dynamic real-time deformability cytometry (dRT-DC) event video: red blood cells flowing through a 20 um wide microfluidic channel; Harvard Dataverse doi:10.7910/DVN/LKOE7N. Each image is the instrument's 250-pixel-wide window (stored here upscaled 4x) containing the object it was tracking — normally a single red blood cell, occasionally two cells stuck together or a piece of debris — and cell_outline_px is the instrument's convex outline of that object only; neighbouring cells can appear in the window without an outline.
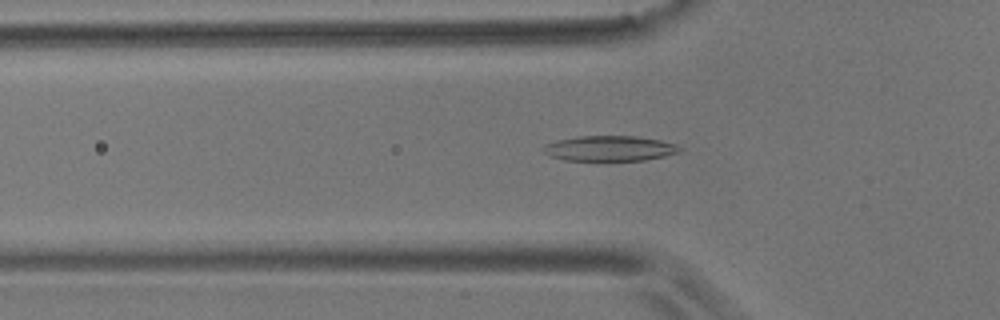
{"species": "common noctule bat (a hibernating species)", "species_latin": "Nyctalus noctula", "temperature_condition": "room temperature", "stored_images_in_passage": 56, "camera_frame_rate_fps": 3000, "um_per_image_px": 0.085, "animal": {"sex": "male", "body_mass_g": 17.9}, "frame": {"image": 1, "passage_image": 18, "time_ms": 5.667, "image_size_px": [1000, 320], "cell_outline_px": [[684, 148], [680, 152], [664, 156], [644, 160], [564, 160], [548, 156], [540, 148], [548, 144], [560, 140], [580, 136], [636, 136], [660, 140], [676, 144]], "centroid_in_image_um": [51.85, 12.62], "position_along_channel_um": 73.9, "area_um2": 20.0}}
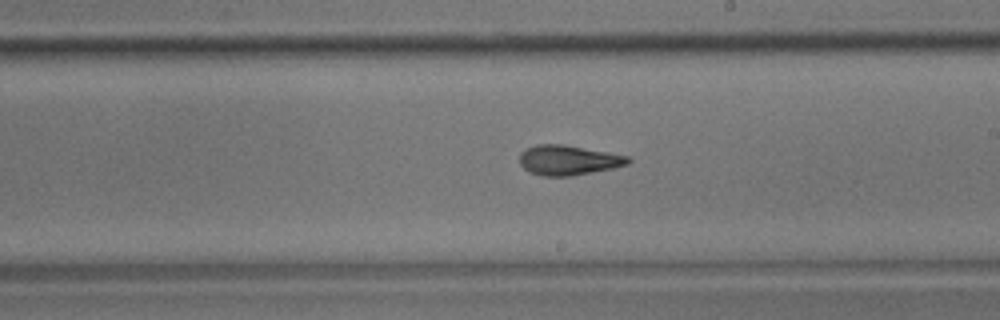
{"frame": {"image": 2, "passage_image": 32, "time_ms": 10.333, "image_size_px": [1000, 320], "cell_outline_px": [[632, 160], [628, 164], [612, 168], [572, 176], [544, 176], [532, 172], [524, 168], [520, 164], [520, 152], [536, 144], [564, 144], [608, 152], [628, 156]], "centroid_in_image_um": [48.32, 13.6], "position_along_channel_um": 240.7, "area_um2": 18.79}}
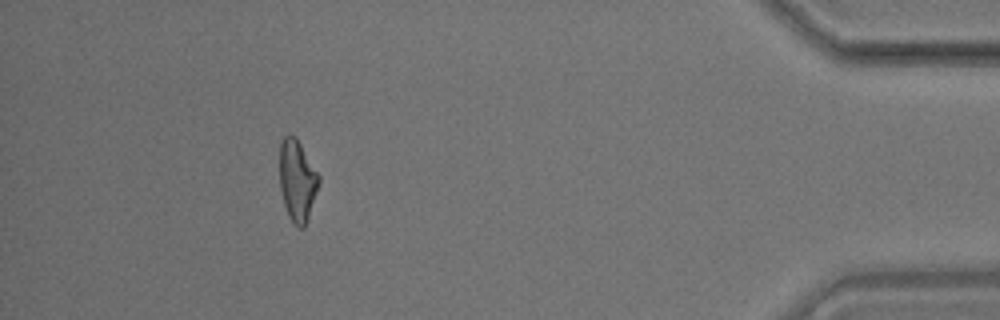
{"frame": {"image": 3, "passage_image": 51, "time_ms": 16.667, "image_size_px": [1000, 320], "cell_outline_px": [[320, 180], [304, 228], [300, 228], [292, 224], [288, 216], [284, 204], [280, 188], [280, 144], [284, 136], [296, 136], [320, 176]], "centroid_in_image_um": [25.26, 15.35], "position_along_channel_um": 409.9, "area_um2": 18.44}, "authors_computed_cell_mechanics": {"area_um2": 18.8428, "velocity_mm_per_s": 3.5523, "shape_relaxation_time_tau1_ms": 8.3872, "shape_relaxation_time_tau2_ms": 3.1697, "deformation_change_tau1": 0.2248, "deformation_change_tau2": 0.1111}}